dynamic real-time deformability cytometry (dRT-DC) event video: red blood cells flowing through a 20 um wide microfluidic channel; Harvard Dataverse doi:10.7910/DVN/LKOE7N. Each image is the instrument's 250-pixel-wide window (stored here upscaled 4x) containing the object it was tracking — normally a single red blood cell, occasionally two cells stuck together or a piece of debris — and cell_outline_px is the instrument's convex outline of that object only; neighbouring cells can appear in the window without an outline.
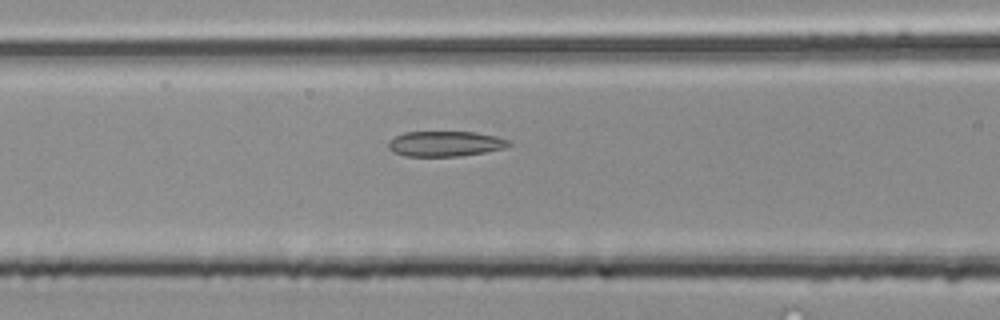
{"species": "common noctule bat (a hibernating species)", "species_latin": "Nyctalus noctula", "temperature_condition": "room temperature", "stored_images_in_passage": 50, "segment_of_instrument_passage": [2, 2], "camera_frame_rate_fps": 3000, "um_per_image_px": 0.085, "animal": {"sex": "male", "body_mass_g": 20.4}, "frame": {"image": 1, "passage_image": 21, "time_ms": 6.667, "image_size_px": [1000, 320], "cell_outline_px": [[512, 144], [504, 148], [484, 152], [456, 156], [404, 156], [392, 152], [388, 148], [388, 140], [404, 132], [476, 132], [496, 136], [508, 140]], "centroid_in_image_um": [37.8, 12.21], "position_along_channel_um": 128.8, "area_um2": 17.74}}
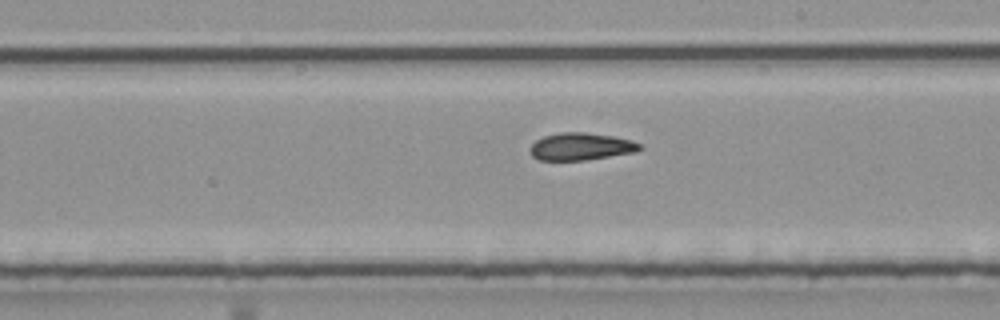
{"frame": {"image": 2, "passage_image": 29, "time_ms": 9.333, "image_size_px": [1000, 320], "cell_outline_px": [[644, 148], [636, 152], [584, 160], [540, 160], [532, 156], [528, 152], [528, 148], [536, 140], [544, 136], [560, 132], [588, 132], [612, 136], [632, 140], [640, 144]], "centroid_in_image_um": [49.36, 12.45], "position_along_channel_um": 239.6, "area_um2": 17.63}}
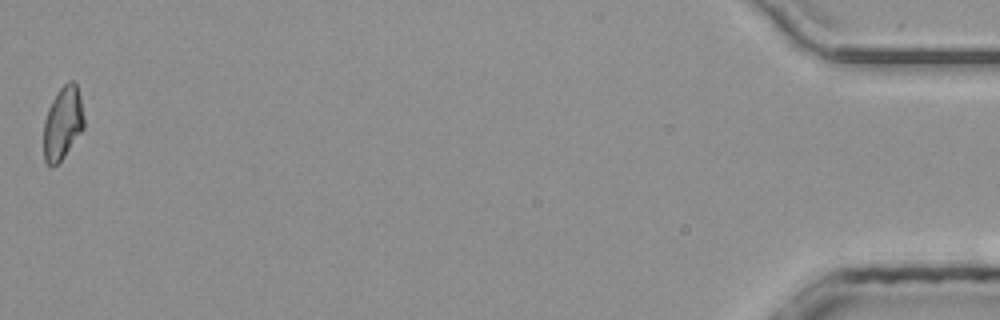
{"frame": {"image": 3, "passage_image": 50, "time_ms": 16.333, "image_size_px": [1000, 320], "cell_outline_px": [[84, 128], [64, 156], [56, 164], [48, 164], [44, 160], [44, 120], [48, 108], [56, 92], [68, 80], [76, 80], [80, 96], [84, 116]], "centroid_in_image_um": [5.34, 10.39], "position_along_channel_um": 429.9, "area_um2": 17.17}}